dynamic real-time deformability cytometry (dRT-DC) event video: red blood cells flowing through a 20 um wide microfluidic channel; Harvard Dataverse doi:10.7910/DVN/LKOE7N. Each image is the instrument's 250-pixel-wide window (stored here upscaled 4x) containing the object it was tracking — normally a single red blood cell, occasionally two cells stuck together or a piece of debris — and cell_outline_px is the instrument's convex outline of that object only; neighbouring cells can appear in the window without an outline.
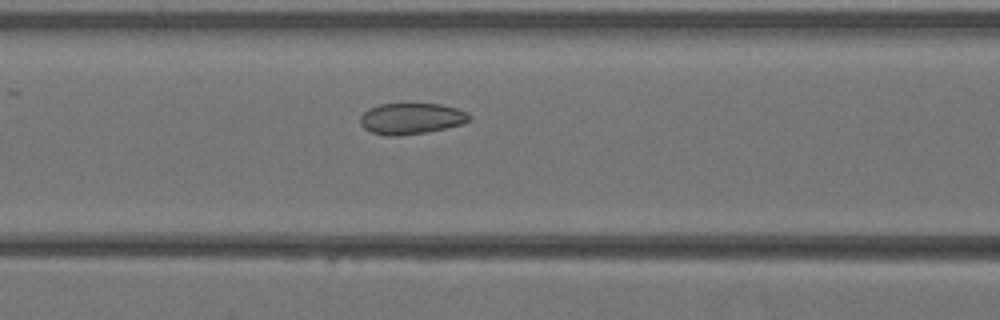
{"species": "Egyptian fruit bat (a non-hibernating species)", "species_latin": "Rousettus aegyptiacus", "temperature_condition": "warm", "stored_images_in_passage": 37, "camera_frame_rate_fps": 3000, "um_per_image_px": 0.085, "animal": {"sex": "female"}, "frame": {"image": 1, "passage_image": 14, "time_ms": 4.333, "image_size_px": [1000, 320], "cell_outline_px": [[472, 116], [468, 120], [460, 124], [428, 132], [400, 136], [384, 136], [372, 132], [364, 128], [360, 124], [360, 116], [368, 108], [380, 104], [440, 104], [456, 108], [468, 112]], "centroid_in_image_um": [34.92, 10.08], "position_along_channel_um": 131.7, "area_um2": 19.83}}
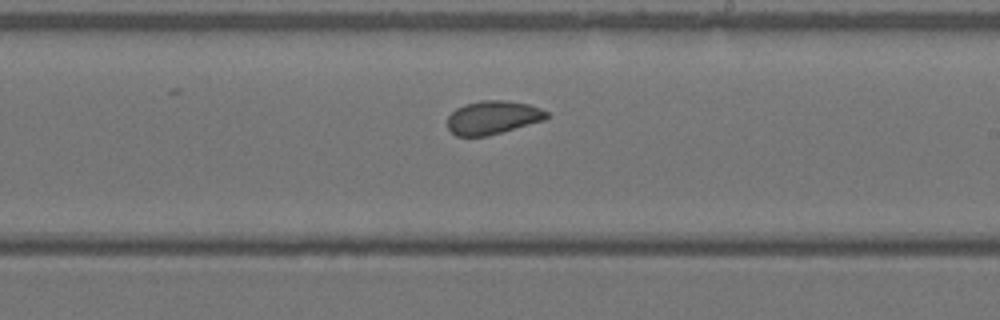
{"frame": {"image": 2, "passage_image": 21, "time_ms": 6.667, "image_size_px": [1000, 320], "cell_outline_px": [[548, 116], [544, 120], [488, 136], [456, 136], [448, 128], [448, 116], [456, 108], [464, 104], [480, 100], [504, 100], [528, 104], [540, 108], [548, 112]], "centroid_in_image_um": [41.87, 9.98], "position_along_channel_um": 247.1, "area_um2": 19.31}}
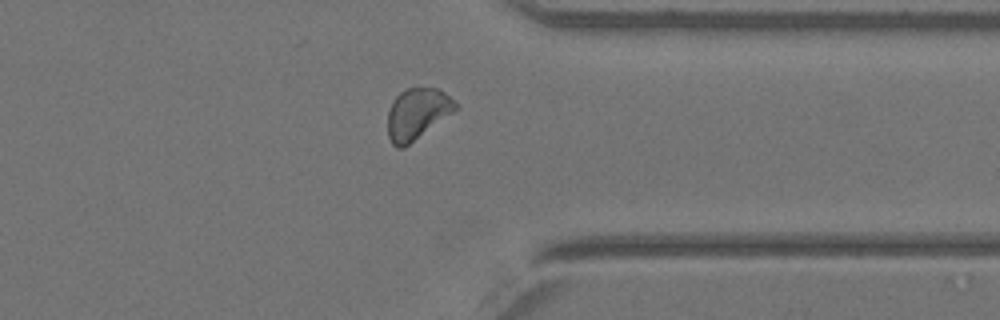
{"frame": {"image": 3, "passage_image": 29, "time_ms": 9.333, "image_size_px": [1000, 320], "cell_outline_px": [[456, 108], [452, 112], [404, 148], [396, 148], [392, 144], [388, 136], [388, 112], [392, 100], [404, 88], [436, 88], [444, 92], [456, 104]], "centroid_in_image_um": [35.4, 9.67], "position_along_channel_um": 376.0, "area_um2": 19.83}}